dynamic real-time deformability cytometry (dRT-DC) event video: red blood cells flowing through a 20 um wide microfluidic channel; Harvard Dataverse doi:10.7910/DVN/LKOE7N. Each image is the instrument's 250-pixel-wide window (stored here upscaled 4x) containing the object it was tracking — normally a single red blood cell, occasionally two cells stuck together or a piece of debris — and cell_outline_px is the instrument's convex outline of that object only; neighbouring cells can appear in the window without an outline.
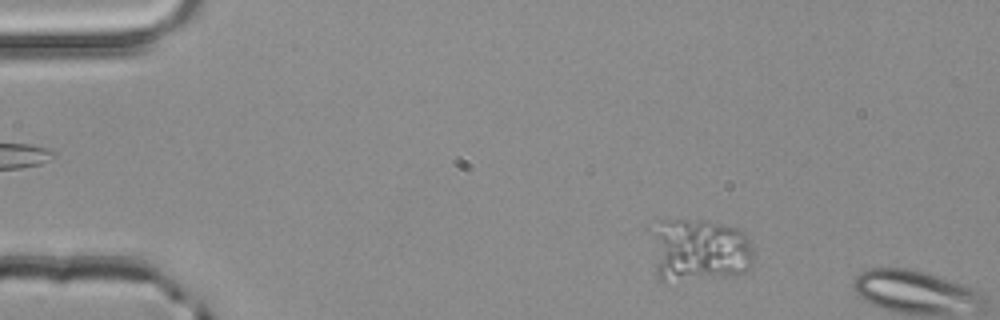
{"species": "common noctule bat (a hibernating species)", "species_latin": "Nyctalus noctula", "temperature_condition": "room temperature", "stored_images_in_passage": 7, "segment_of_instrument_passage": [1, 2], "camera_frame_rate_fps": 3000, "um_per_image_px": 0.085, "animal": {"sex": "male", "body_mass_g": 20.4}, "frame": {"image": 1, "passage_image": 4, "time_ms": 1.0, "image_size_px": [1000, 320], "cell_outline_px": [[752, 260], [748, 268], [744, 272], [724, 276], [664, 284], [656, 276], [656, 264], [660, 220], [700, 220], [724, 224], [736, 228], [744, 232], [748, 236], [752, 248]], "centroid_in_image_um": [59.53, 21.32], "position_along_channel_um": 25.5, "area_um2": 36.88}}